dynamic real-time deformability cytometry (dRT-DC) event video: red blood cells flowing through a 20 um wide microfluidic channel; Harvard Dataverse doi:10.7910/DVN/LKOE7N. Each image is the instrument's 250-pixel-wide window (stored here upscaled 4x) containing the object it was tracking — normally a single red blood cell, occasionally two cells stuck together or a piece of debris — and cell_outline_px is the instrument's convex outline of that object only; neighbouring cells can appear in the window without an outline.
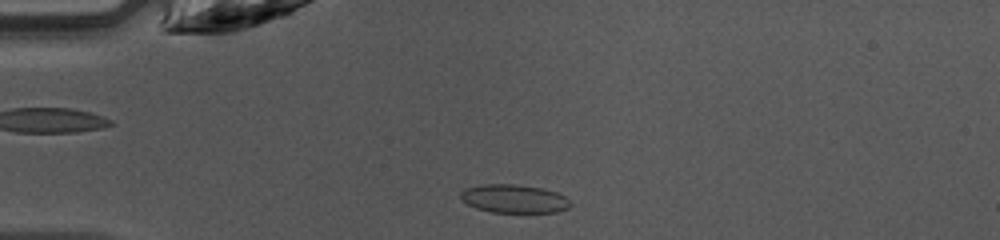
{"species": "common noctule bat (a hibernating species)", "species_latin": "Nyctalus noctula", "temperature_condition": "warm", "stored_images_in_passage": 46, "camera_frame_rate_fps": 3000, "um_per_image_px": 0.085, "animal": {"sex": "female", "body_mass_g": 10.0, "forearm_length_mm": 53.1}, "frame": {"image": 1, "passage_image": 11, "time_ms": 3.333, "image_size_px": [1000, 240], "cell_outline_px": [[572, 204], [568, 208], [556, 212], [492, 212], [476, 208], [460, 200], [460, 192], [464, 188], [480, 184], [516, 184], [540, 188], [556, 192], [564, 196]], "centroid_in_image_um": [43.64, 16.88], "position_along_channel_um": 41.4, "area_um2": 18.21}}
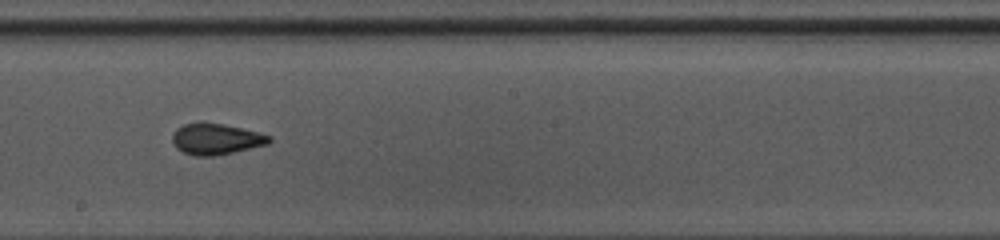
{"frame": {"image": 2, "passage_image": 26, "time_ms": 8.333, "image_size_px": [1000, 240], "cell_outline_px": [[272, 140], [268, 144], [216, 156], [196, 156], [184, 152], [176, 148], [172, 140], [172, 136], [176, 128], [184, 124], [200, 120], [224, 124], [260, 132], [272, 136]], "centroid_in_image_um": [18.36, 11.79], "position_along_channel_um": 229.8, "area_um2": 17.92}}
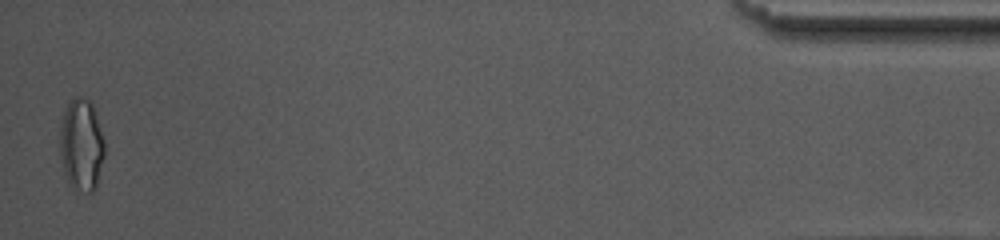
{"frame": {"image": 3, "passage_image": 46, "time_ms": 15.0, "image_size_px": [1000, 240], "cell_outline_px": [[104, 156], [96, 188], [92, 192], [88, 192], [68, 184], [60, 156], [60, 128], [64, 108], [68, 100], [76, 96], [80, 96], [88, 100], [92, 104], [96, 112], [104, 140]], "centroid_in_image_um": [6.92, 12.26], "position_along_channel_um": 428.3, "area_um2": 24.1}, "authors_computed_cell_mechanics": {"area_um2": 17.918, "velocity_mm_per_s": 4.2392, "shape_relaxation_time_tau1_ms": 4.2428, "shape_relaxation_time_tau2_ms": 1.4858, "deformation_change_tau1": 0.118, "deformation_change_tau2": 0.0691}}